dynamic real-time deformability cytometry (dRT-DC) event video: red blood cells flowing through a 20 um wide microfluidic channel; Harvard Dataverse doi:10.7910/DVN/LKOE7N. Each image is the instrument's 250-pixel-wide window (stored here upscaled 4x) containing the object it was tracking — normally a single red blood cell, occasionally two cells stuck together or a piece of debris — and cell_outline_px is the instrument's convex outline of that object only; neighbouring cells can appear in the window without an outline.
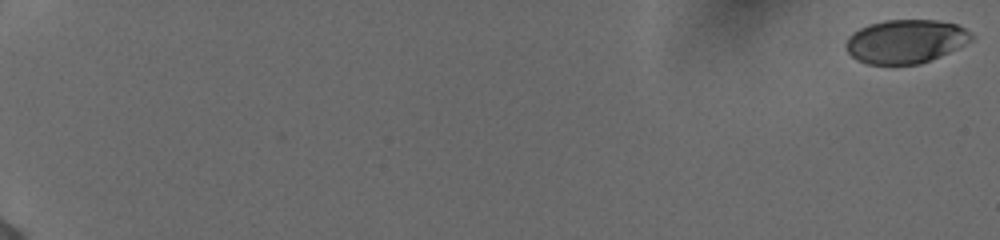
{"species": "human", "species_latin": "Homo sapiens", "temperature_condition": "cold", "stored_images_in_passage": 57, "camera_frame_rate_fps": 3000, "um_per_image_px": 0.085, "donor": {"sex": "female"}, "frame": {"image": 1, "passage_image": 1, "time_ms": 0.0, "image_size_px": [1000, 240], "cell_outline_px": [[976, 36], [972, 40], [940, 56], [920, 64], [868, 64], [856, 60], [848, 52], [844, 44], [848, 36], [852, 32], [868, 24], [888, 20], [936, 20], [956, 24], [964, 28]], "centroid_in_image_um": [76.95, 3.51], "position_along_channel_um": 8.0, "area_um2": 31.96}}
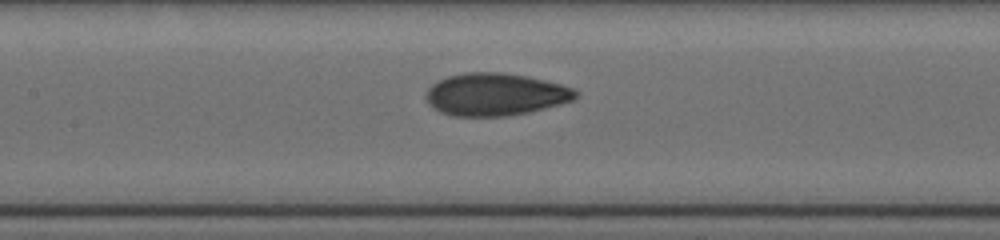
{"frame": {"image": 2, "passage_image": 31, "time_ms": 10.0, "image_size_px": [1000, 240], "cell_outline_px": [[580, 92], [572, 100], [560, 104], [528, 112], [508, 116], [452, 116], [440, 112], [428, 104], [424, 96], [428, 88], [436, 80], [448, 76], [464, 72], [504, 72], [528, 76], [576, 88]], "centroid_in_image_um": [42.08, 8.01], "position_along_channel_um": 165.3, "area_um2": 37.4}}
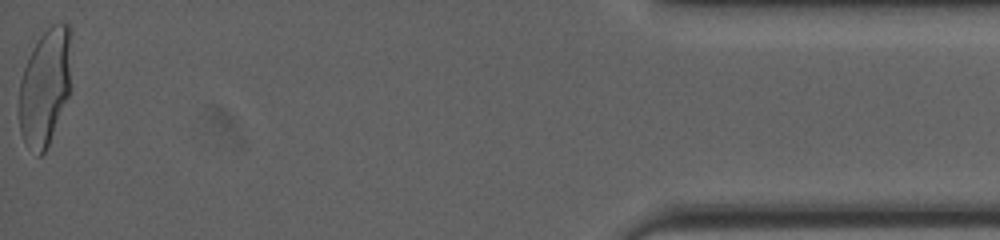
{"frame": {"image": 3, "passage_image": 57, "time_ms": 18.667, "image_size_px": [1000, 240], "cell_outline_px": [[72, 32], [68, 96], [48, 144], [44, 152], [40, 156], [36, 156], [24, 144], [20, 132], [20, 80], [24, 68], [32, 48], [40, 36], [52, 24], [68, 24]], "centroid_in_image_um": [3.82, 7.38], "position_along_channel_um": 431.4, "area_um2": 35.32}, "authors_computed_cell_mechanics": {"area_um2": 35.3158, "velocity_mm_per_s": 3.8799, "shape_relaxation_time_tau1_ms": 4.1074, "shape_relaxation_time_tau2_ms": 0.9795, "deformation_change_tau1": 0.1732, "deformation_change_tau2": 0.0612}}